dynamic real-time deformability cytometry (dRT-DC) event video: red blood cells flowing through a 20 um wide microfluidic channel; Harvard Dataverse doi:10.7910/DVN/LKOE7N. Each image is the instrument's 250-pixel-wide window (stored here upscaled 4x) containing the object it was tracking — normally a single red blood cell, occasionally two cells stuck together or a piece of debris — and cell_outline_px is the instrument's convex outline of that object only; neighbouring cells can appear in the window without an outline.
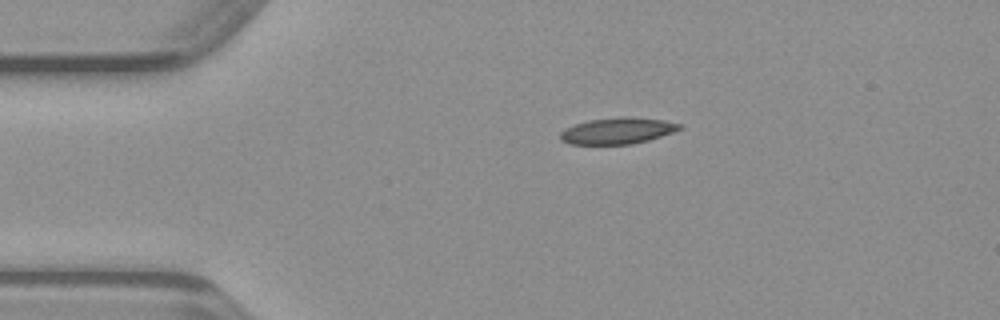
{"species": "common noctule bat (a hibernating species)", "species_latin": "Nyctalus noctula", "temperature_condition": "warm", "stored_images_in_passage": 38, "camera_frame_rate_fps": 3000, "um_per_image_px": 0.085, "animal": {"sex": "male", "body_mass_g": 23.1, "forearm_length_mm": 52.7}, "frame": {"image": 1, "passage_image": 1, "time_ms": 0.0, "image_size_px": [1000, 320], "cell_outline_px": [[684, 128], [648, 140], [632, 144], [568, 144], [560, 140], [560, 132], [564, 128], [588, 120], [620, 116], [624, 116], [664, 120], [684, 124]], "centroid_in_image_um": [52.49, 11.11], "position_along_channel_um": 32.5, "area_um2": 18.44}}
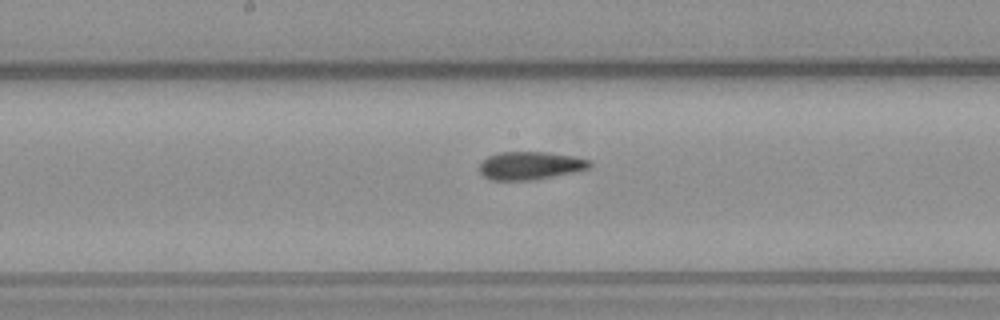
{"frame": {"image": 2, "passage_image": 16, "time_ms": 5.0, "image_size_px": [1000, 320], "cell_outline_px": [[592, 168], [532, 180], [492, 180], [484, 176], [480, 172], [480, 164], [488, 156], [500, 152], [548, 152], [572, 156], [592, 160]], "centroid_in_image_um": [45.1, 14.07], "position_along_channel_um": 203.1, "area_um2": 17.92}}
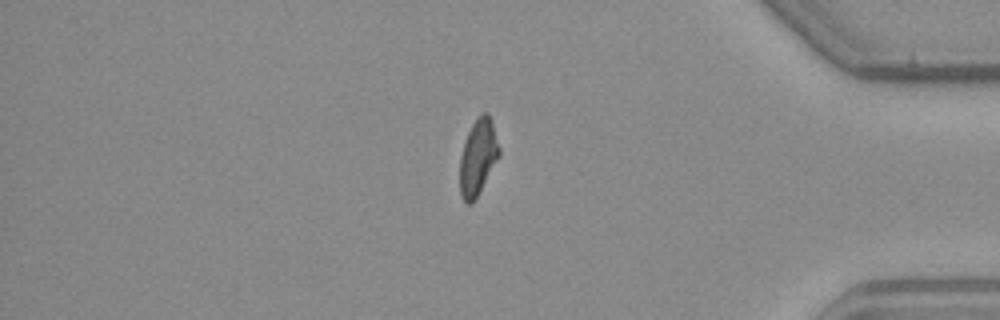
{"frame": {"image": 3, "passage_image": 32, "time_ms": 10.333, "image_size_px": [1000, 320], "cell_outline_px": [[500, 156], [472, 204], [468, 204], [464, 200], [460, 192], [460, 156], [468, 132], [472, 124], [480, 112], [488, 112], [492, 120], [500, 148]], "centroid_in_image_um": [40.64, 13.31], "position_along_channel_um": 394.6, "area_um2": 17.4}}